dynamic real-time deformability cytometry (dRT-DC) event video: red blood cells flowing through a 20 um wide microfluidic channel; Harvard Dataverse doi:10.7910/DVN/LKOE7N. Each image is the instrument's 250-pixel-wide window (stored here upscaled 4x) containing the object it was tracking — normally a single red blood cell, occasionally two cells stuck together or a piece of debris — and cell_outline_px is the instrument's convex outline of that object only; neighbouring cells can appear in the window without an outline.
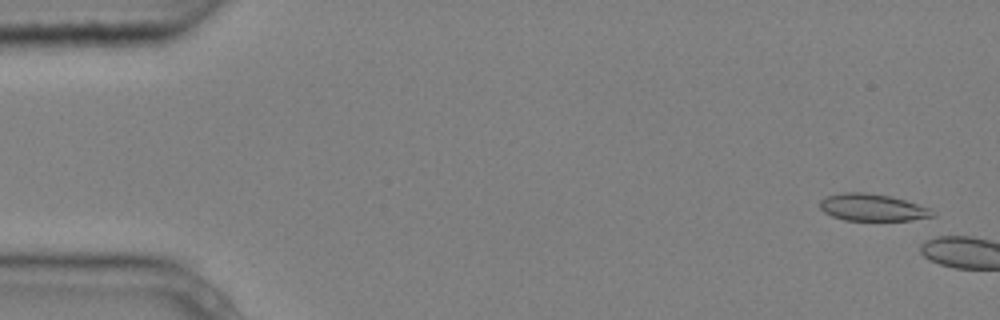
{"species": "common noctule bat (a hibernating species)", "species_latin": "Nyctalus noctula", "temperature_condition": "cold", "stored_images_in_passage": 2, "camera_frame_rate_fps": 3000, "um_per_image_px": 0.085, "animal": {"sex": "male", "body_mass_g": 20.4}, "frame": {"image": 1, "passage_image": 1, "time_ms": 0.0, "image_size_px": [1000, 320], "cell_outline_px": [[936, 216], [912, 220], [844, 220], [832, 216], [824, 212], [820, 208], [820, 200], [824, 196], [844, 192], [864, 192], [888, 196], [904, 200], [932, 208], [936, 212]], "centroid_in_image_um": [74.17, 17.63], "position_along_channel_um": 10.8, "area_um2": 17.86}}